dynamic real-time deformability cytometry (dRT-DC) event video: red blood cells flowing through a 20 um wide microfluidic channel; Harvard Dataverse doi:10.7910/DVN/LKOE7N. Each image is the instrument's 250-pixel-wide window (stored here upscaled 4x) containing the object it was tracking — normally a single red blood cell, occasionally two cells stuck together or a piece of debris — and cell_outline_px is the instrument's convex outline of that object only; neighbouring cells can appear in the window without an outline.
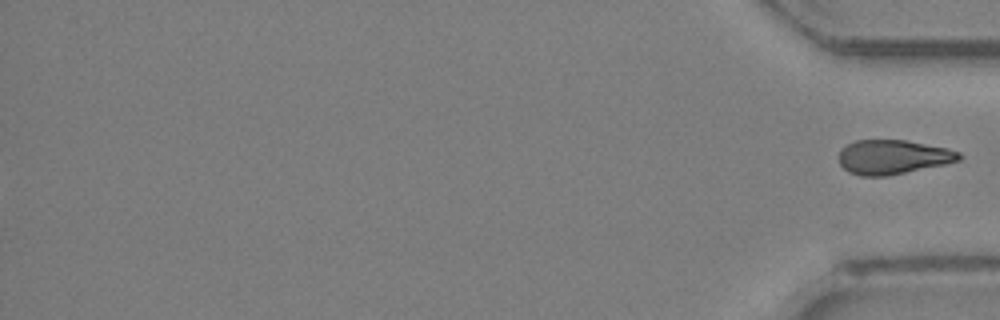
{"species": "Egyptian fruit bat (a non-hibernating species)", "species_latin": "Rousettus aegyptiacus", "temperature_condition": "room temperature", "stored_images_in_passage": 30, "segment_of_instrument_passage": [2, 2], "camera_frame_rate_fps": 3000, "um_per_image_px": 0.085, "animal": {"sex": "female"}, "frame": {"image": 1, "passage_image": 30, "time_ms": 9.667, "image_size_px": [1000, 320], "cell_outline_px": [[964, 156], [960, 160], [944, 164], [888, 176], [860, 176], [848, 172], [840, 164], [840, 152], [848, 144], [856, 140], [904, 140], [948, 148], [960, 152]], "centroid_in_image_um": [75.92, 13.35], "position_along_channel_um": 359.3, "area_um2": 23.93}}